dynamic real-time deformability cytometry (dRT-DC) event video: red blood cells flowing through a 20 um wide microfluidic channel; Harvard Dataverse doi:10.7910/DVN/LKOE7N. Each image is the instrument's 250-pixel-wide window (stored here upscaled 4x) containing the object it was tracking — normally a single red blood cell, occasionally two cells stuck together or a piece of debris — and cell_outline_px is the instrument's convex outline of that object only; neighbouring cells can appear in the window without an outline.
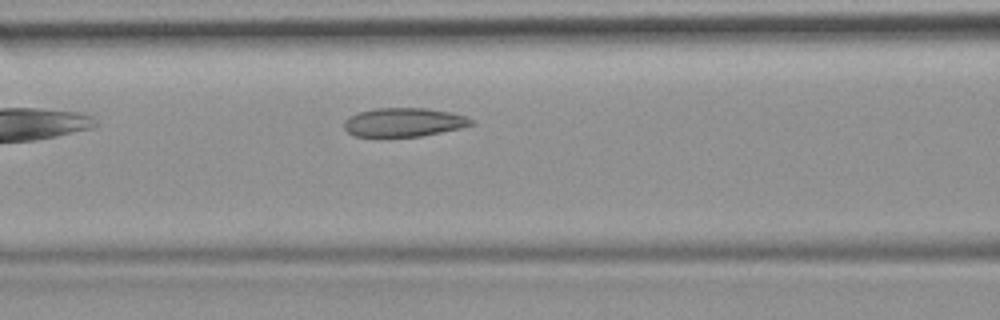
{"species": "common noctule bat (a hibernating species)", "species_latin": "Nyctalus noctula", "temperature_condition": "room temperature", "stored_images_in_passage": 12, "camera_frame_rate_fps": 3000, "um_per_image_px": 0.085, "animal": {"sex": "female", "body_mass_g": 19.9}, "frame": {"image": 1, "passage_image": 7, "time_ms": 2.0, "image_size_px": [1000, 320], "cell_outline_px": [[476, 124], [460, 128], [420, 136], [380, 140], [356, 136], [348, 132], [344, 128], [344, 120], [348, 116], [372, 108], [424, 108], [452, 112], [464, 116], [472, 120]], "centroid_in_image_um": [34.25, 10.43], "position_along_channel_um": 132.4, "area_um2": 22.14}}